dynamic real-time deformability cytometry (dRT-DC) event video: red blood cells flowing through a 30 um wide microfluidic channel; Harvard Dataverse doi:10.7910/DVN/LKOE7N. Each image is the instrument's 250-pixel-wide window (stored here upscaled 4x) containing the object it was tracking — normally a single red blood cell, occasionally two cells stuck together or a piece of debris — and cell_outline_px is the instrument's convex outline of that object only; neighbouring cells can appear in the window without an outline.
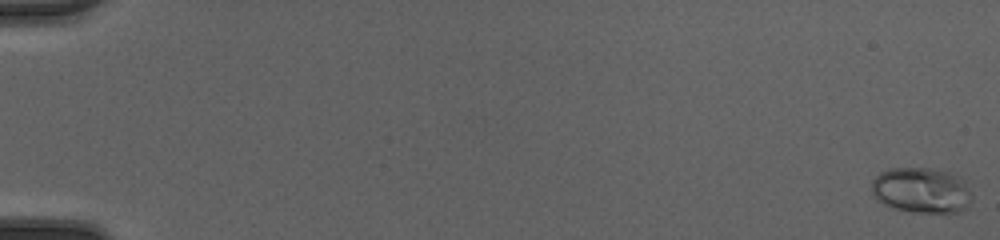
{"species": "common noctule bat (a hibernating species)", "species_latin": "Nyctalus noctula", "temperature_condition": "cold", "stored_images_in_passage": 50, "camera_frame_rate_fps": 3000, "um_per_image_px": 0.085, "animal": {"sex": "female", "body_mass_g": 20.0, "forearm_length_mm": 54.0}, "frame": {"image": 1, "passage_image": 1, "time_ms": 0.0, "image_size_px": [1000, 240], "cell_outline_px": [[972, 200], [968, 208], [960, 212], [912, 212], [896, 208], [884, 204], [876, 200], [872, 196], [872, 180], [880, 172], [888, 168], [928, 168], [948, 172], [964, 180], [972, 196]], "centroid_in_image_um": [78.32, 16.18], "position_along_channel_um": 6.7, "area_um2": 26.76}}
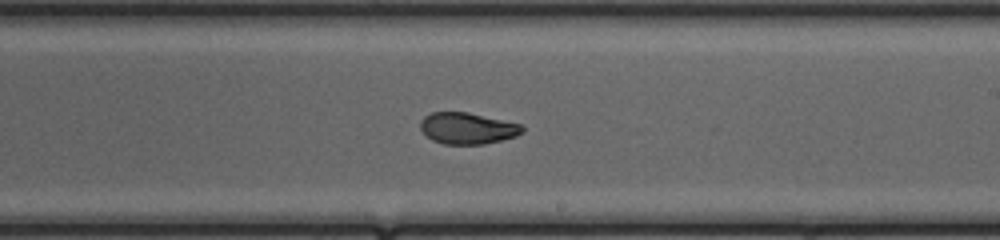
{"frame": {"image": 2, "passage_image": 32, "time_ms": 10.333, "image_size_px": [1000, 240], "cell_outline_px": [[524, 132], [516, 136], [484, 144], [444, 144], [432, 140], [420, 128], [420, 120], [424, 116], [432, 112], [468, 112], [520, 124], [524, 128]], "centroid_in_image_um": [39.72, 10.9], "position_along_channel_um": 249.3, "area_um2": 18.55}}
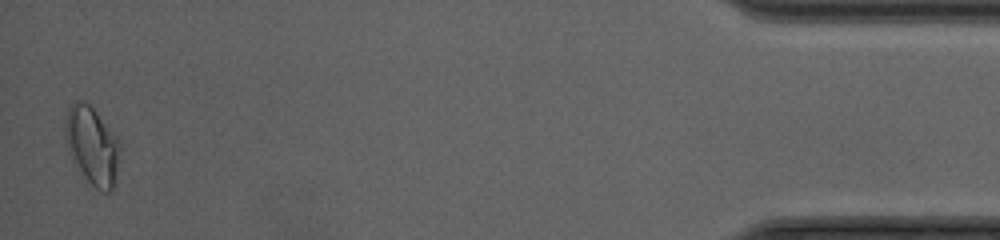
{"frame": {"image": 3, "passage_image": 50, "time_ms": 16.333, "image_size_px": [1000, 240], "cell_outline_px": [[120, 152], [116, 180], [112, 192], [100, 192], [84, 176], [72, 156], [68, 148], [64, 136], [64, 120], [68, 108], [76, 100], [80, 100], [88, 104], [96, 112], [120, 140]], "centroid_in_image_um": [7.85, 12.38], "position_along_channel_um": 427.3, "area_um2": 24.8}, "authors_computed_cell_mechanics": {"area_um2": 20.3167, "velocity_mm_per_s": 4.2763, "shape_relaxation_time_tau1_ms": 4.986, "shape_relaxation_time_tau2_ms": 1.0789, "deformation_change_tau1": 0.1498, "deformation_change_tau2": 0.043}}